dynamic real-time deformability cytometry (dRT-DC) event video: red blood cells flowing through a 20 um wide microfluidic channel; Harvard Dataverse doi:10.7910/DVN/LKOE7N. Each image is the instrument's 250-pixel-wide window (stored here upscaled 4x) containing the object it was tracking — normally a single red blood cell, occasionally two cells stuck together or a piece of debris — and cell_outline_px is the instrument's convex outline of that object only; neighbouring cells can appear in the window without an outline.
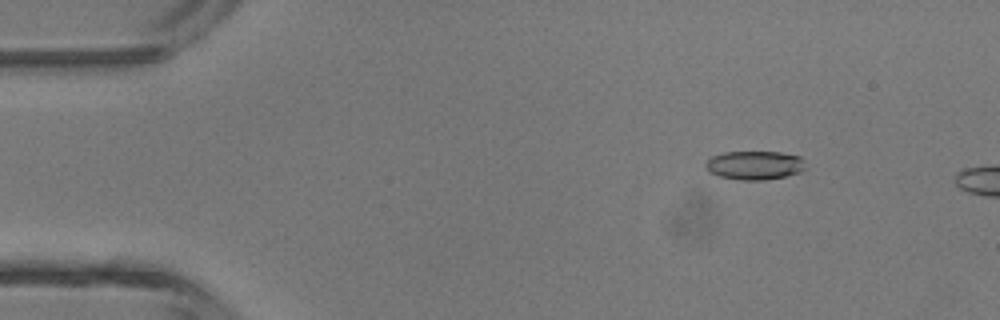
{"species": "common noctule bat (a hibernating species)", "species_latin": "Nyctalus noctula", "temperature_condition": "room temperature", "stored_images_in_passage": 3, "camera_frame_rate_fps": 3000, "um_per_image_px": 0.085, "animal": {"sex": "male", "body_mass_g": 13.3}, "frame": {"image": 1, "passage_image": 2, "time_ms": 0.333, "image_size_px": [1000, 320], "cell_outline_px": [[804, 168], [800, 172], [784, 176], [764, 180], [744, 180], [720, 176], [708, 172], [704, 164], [712, 156], [724, 152], [780, 152], [800, 156]], "centroid_in_image_um": [64.1, 14.04], "position_along_channel_um": 20.9, "area_um2": 16.53}}